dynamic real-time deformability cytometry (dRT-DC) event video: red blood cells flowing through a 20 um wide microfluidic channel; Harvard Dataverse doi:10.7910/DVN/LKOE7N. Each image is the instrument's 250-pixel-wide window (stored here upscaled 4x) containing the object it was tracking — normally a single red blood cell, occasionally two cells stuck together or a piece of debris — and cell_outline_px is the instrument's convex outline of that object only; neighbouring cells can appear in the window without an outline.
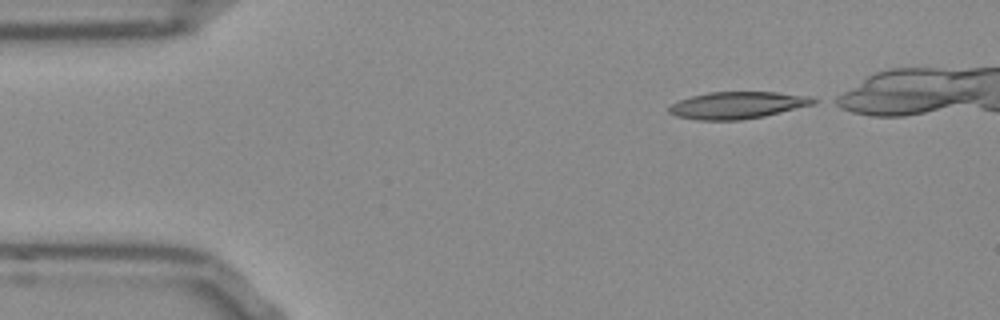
{"species": "Egyptian fruit bat (a non-hibernating species)", "species_latin": "Rousettus aegyptiacus", "temperature_condition": "room temperature", "stored_images_in_passage": 40, "camera_frame_rate_fps": 3000, "um_per_image_px": 0.085, "frame": {"image": 1, "passage_image": 1, "time_ms": 0.0, "image_size_px": [1000, 320], "cell_outline_px": [[820, 100], [816, 104], [764, 116], [740, 120], [700, 120], [676, 116], [668, 112], [668, 108], [672, 104], [680, 100], [692, 96], [708, 92], [776, 92], [808, 96]], "centroid_in_image_um": [62.72, 8.94], "position_along_channel_um": 22.3, "area_um2": 22.72}}
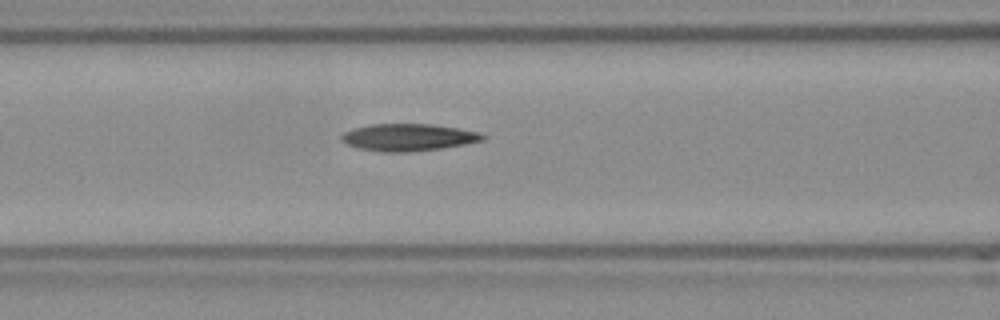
{"frame": {"image": 2, "passage_image": 15, "time_ms": 4.667, "image_size_px": [1000, 320], "cell_outline_px": [[488, 136], [484, 140], [464, 144], [440, 148], [408, 152], [380, 152], [356, 148], [340, 140], [340, 136], [344, 132], [352, 128], [368, 124], [432, 124], [480, 132]], "centroid_in_image_um": [34.67, 11.67], "position_along_channel_um": 131.9, "area_um2": 22.48}}
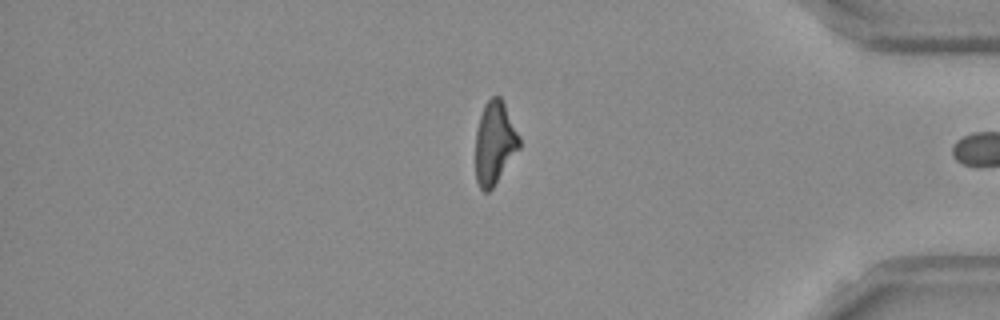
{"frame": {"image": 3, "passage_image": 38, "time_ms": 12.333, "image_size_px": [1000, 320], "cell_outline_px": [[520, 148], [492, 188], [488, 192], [484, 192], [480, 188], [476, 180], [476, 132], [480, 116], [484, 104], [492, 96], [500, 96], [520, 136]], "centroid_in_image_um": [42.04, 12.15], "position_along_channel_um": 393.2, "area_um2": 20.98}, "authors_computed_cell_mechanics": {"area_um2": 22.2819, "velocity_mm_per_s": 3.8103, "shape_relaxation_time_tau1_ms": 6.8496, "shape_relaxation_time_tau2_ms": 4.5768, "deformation_change_tau1": 0.2158, "deformation_change_tau2": 0.1552}}